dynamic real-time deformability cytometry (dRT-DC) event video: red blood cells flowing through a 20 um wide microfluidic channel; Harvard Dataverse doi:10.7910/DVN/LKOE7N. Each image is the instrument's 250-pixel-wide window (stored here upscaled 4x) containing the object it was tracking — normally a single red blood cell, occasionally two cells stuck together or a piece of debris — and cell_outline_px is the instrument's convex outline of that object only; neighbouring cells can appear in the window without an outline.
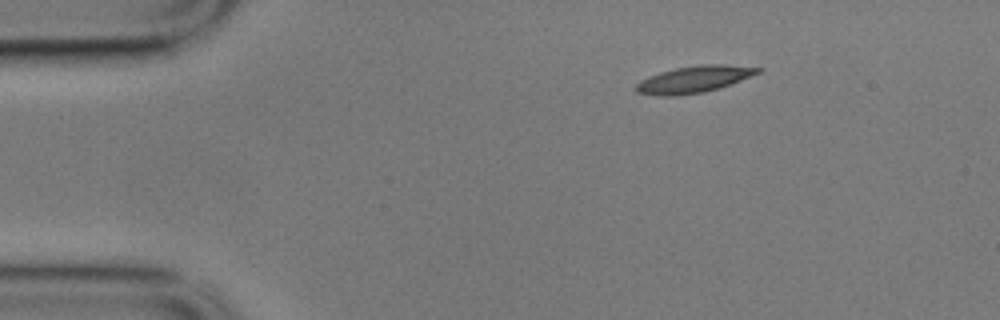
{"species": "common noctule bat (a hibernating species)", "species_latin": "Nyctalus noctula", "temperature_condition": "cold", "stored_images_in_passage": 42, "camera_frame_rate_fps": 3000, "um_per_image_px": 0.085, "animal": {"sex": "male", "body_mass_g": 17.9}, "frame": {"image": 1, "passage_image": 1, "time_ms": 0.0, "image_size_px": [1000, 320], "cell_outline_px": [[764, 68], [760, 72], [720, 88], [704, 92], [676, 96], [660, 96], [636, 92], [636, 84], [640, 80], [660, 72], [676, 68], [704, 64], [724, 64]], "centroid_in_image_um": [58.99, 6.75], "position_along_channel_um": 26.0, "area_um2": 18.84}}
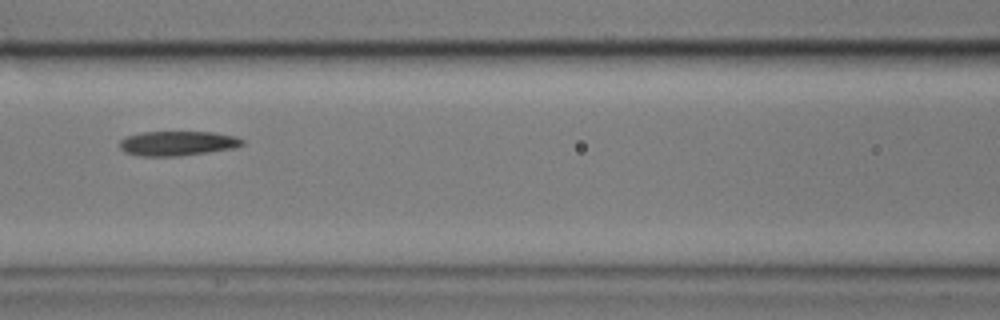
{"frame": {"image": 2, "passage_image": 17, "time_ms": 5.333, "image_size_px": [1000, 320], "cell_outline_px": [[244, 144], [236, 148], [180, 156], [140, 156], [124, 152], [120, 148], [120, 140], [128, 136], [140, 132], [216, 132], [236, 136], [244, 140]], "centroid_in_image_um": [15.12, 12.18], "position_along_channel_um": 151.5, "area_um2": 17.74}}
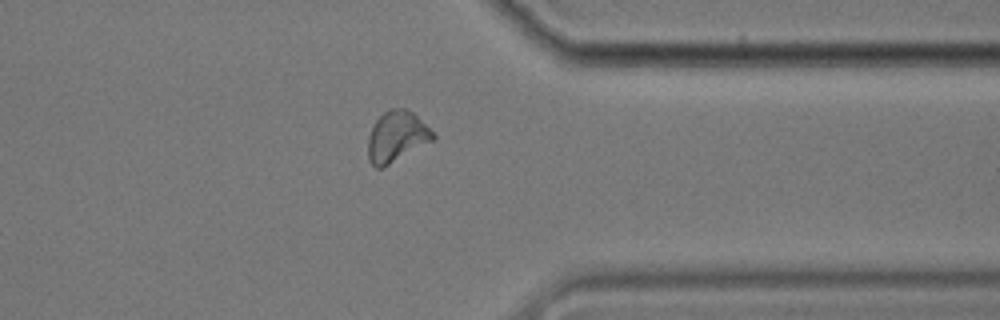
{"frame": {"image": 3, "passage_image": 37, "time_ms": 12.0, "image_size_px": [1000, 320], "cell_outline_px": [[436, 140], [380, 168], [376, 168], [368, 160], [368, 136], [376, 120], [388, 108], [404, 108], [412, 112], [436, 136]], "centroid_in_image_um": [33.71, 11.61], "position_along_channel_um": 377.7, "area_um2": 19.02}, "authors_computed_cell_mechanics": {"area_um2": 18.1492, "velocity_mm_per_s": 3.5004, "shape_relaxation_time_tau1_ms": 10.7828, "shape_relaxation_time_tau2_ms": 9.7598, "deformation_change_tau1": 0.2319, "deformation_change_tau2": 0.1693}}